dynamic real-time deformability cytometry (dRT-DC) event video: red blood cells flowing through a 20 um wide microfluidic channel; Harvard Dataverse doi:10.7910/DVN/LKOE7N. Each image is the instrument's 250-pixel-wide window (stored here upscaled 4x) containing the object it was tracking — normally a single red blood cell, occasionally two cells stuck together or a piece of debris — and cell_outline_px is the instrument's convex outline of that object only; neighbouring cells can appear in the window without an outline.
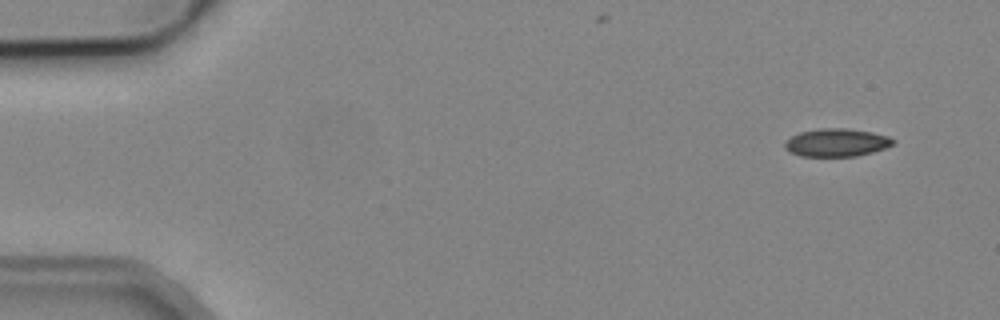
{"species": "common noctule bat (a hibernating species)", "species_latin": "Nyctalus noctula", "temperature_condition": "cold", "stored_images_in_passage": 7, "camera_frame_rate_fps": 3000, "um_per_image_px": 0.085, "animal": {"sex": "male", "body_mass_g": 19.2, "forearm_length_mm": 51.8}, "frame": {"image": 1, "passage_image": 1, "time_ms": 0.0, "image_size_px": [1000, 320], "cell_outline_px": [[896, 144], [872, 152], [856, 156], [800, 156], [788, 152], [784, 148], [784, 140], [800, 132], [820, 128], [844, 128], [872, 132], [888, 136], [896, 140]], "centroid_in_image_um": [71.09, 12.12], "position_along_channel_um": 13.9, "area_um2": 17.8}}
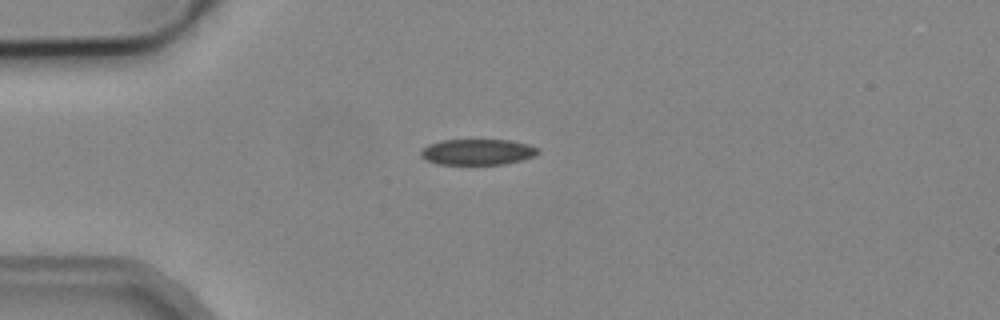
{"frame": {"image": 2, "passage_image": 3, "time_ms": 3.333, "image_size_px": [1000, 320], "cell_outline_px": [[540, 152], [536, 156], [504, 164], [436, 164], [424, 160], [420, 156], [420, 148], [428, 144], [440, 140], [508, 140], [528, 144], [540, 148]], "centroid_in_image_um": [40.55, 12.91], "position_along_channel_um": 44.4, "area_um2": 17.92}}
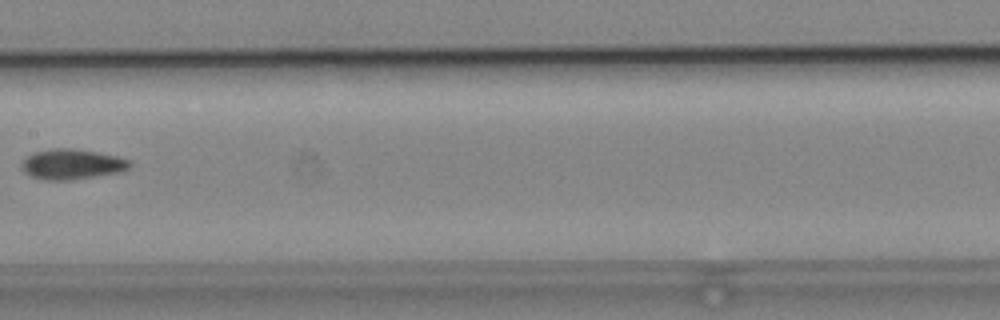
{"frame": {"image": 3, "passage_image": 7, "time_ms": 8.0, "image_size_px": [1000, 320], "cell_outline_px": [[132, 164], [128, 168], [120, 172], [72, 180], [44, 180], [32, 176], [24, 172], [20, 168], [20, 164], [32, 152], [48, 148], [72, 148], [96, 152], [116, 156], [132, 160]], "centroid_in_image_um": [6.09, 13.95], "position_along_channel_um": 201.3, "area_um2": 19.25}}